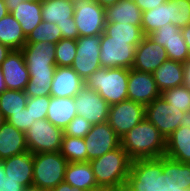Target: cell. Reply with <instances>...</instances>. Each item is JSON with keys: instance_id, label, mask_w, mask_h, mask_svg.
<instances>
[{"instance_id": "cell-1", "label": "cell", "mask_w": 190, "mask_h": 191, "mask_svg": "<svg viewBox=\"0 0 190 191\" xmlns=\"http://www.w3.org/2000/svg\"><path fill=\"white\" fill-rule=\"evenodd\" d=\"M30 75L24 90L28 97L50 96V86L56 69L54 43H26L21 49Z\"/></svg>"}, {"instance_id": "cell-2", "label": "cell", "mask_w": 190, "mask_h": 191, "mask_svg": "<svg viewBox=\"0 0 190 191\" xmlns=\"http://www.w3.org/2000/svg\"><path fill=\"white\" fill-rule=\"evenodd\" d=\"M120 139L121 147L132 160L159 158L165 155V137L146 118Z\"/></svg>"}, {"instance_id": "cell-3", "label": "cell", "mask_w": 190, "mask_h": 191, "mask_svg": "<svg viewBox=\"0 0 190 191\" xmlns=\"http://www.w3.org/2000/svg\"><path fill=\"white\" fill-rule=\"evenodd\" d=\"M94 177L101 190H113L127 182L132 159L121 147L89 161Z\"/></svg>"}, {"instance_id": "cell-4", "label": "cell", "mask_w": 190, "mask_h": 191, "mask_svg": "<svg viewBox=\"0 0 190 191\" xmlns=\"http://www.w3.org/2000/svg\"><path fill=\"white\" fill-rule=\"evenodd\" d=\"M129 69L123 67L100 68L85 80V85L113 105L128 99Z\"/></svg>"}, {"instance_id": "cell-5", "label": "cell", "mask_w": 190, "mask_h": 191, "mask_svg": "<svg viewBox=\"0 0 190 191\" xmlns=\"http://www.w3.org/2000/svg\"><path fill=\"white\" fill-rule=\"evenodd\" d=\"M68 163L60 151L33 154V187L54 189L64 181Z\"/></svg>"}, {"instance_id": "cell-6", "label": "cell", "mask_w": 190, "mask_h": 191, "mask_svg": "<svg viewBox=\"0 0 190 191\" xmlns=\"http://www.w3.org/2000/svg\"><path fill=\"white\" fill-rule=\"evenodd\" d=\"M126 183L133 191H164L163 156L132 160Z\"/></svg>"}, {"instance_id": "cell-7", "label": "cell", "mask_w": 190, "mask_h": 191, "mask_svg": "<svg viewBox=\"0 0 190 191\" xmlns=\"http://www.w3.org/2000/svg\"><path fill=\"white\" fill-rule=\"evenodd\" d=\"M63 136V129L47 118L35 120L25 131L26 145L32 154L60 151Z\"/></svg>"}, {"instance_id": "cell-8", "label": "cell", "mask_w": 190, "mask_h": 191, "mask_svg": "<svg viewBox=\"0 0 190 191\" xmlns=\"http://www.w3.org/2000/svg\"><path fill=\"white\" fill-rule=\"evenodd\" d=\"M5 170L1 191H23L33 186V154L26 151L1 160Z\"/></svg>"}, {"instance_id": "cell-9", "label": "cell", "mask_w": 190, "mask_h": 191, "mask_svg": "<svg viewBox=\"0 0 190 191\" xmlns=\"http://www.w3.org/2000/svg\"><path fill=\"white\" fill-rule=\"evenodd\" d=\"M145 118L167 139L178 127L187 123L188 115L160 96L145 106Z\"/></svg>"}, {"instance_id": "cell-10", "label": "cell", "mask_w": 190, "mask_h": 191, "mask_svg": "<svg viewBox=\"0 0 190 191\" xmlns=\"http://www.w3.org/2000/svg\"><path fill=\"white\" fill-rule=\"evenodd\" d=\"M74 20L79 37L102 35L105 29V8L95 0H74Z\"/></svg>"}, {"instance_id": "cell-11", "label": "cell", "mask_w": 190, "mask_h": 191, "mask_svg": "<svg viewBox=\"0 0 190 191\" xmlns=\"http://www.w3.org/2000/svg\"><path fill=\"white\" fill-rule=\"evenodd\" d=\"M136 47L130 40L112 39L105 32L101 35L100 63L102 68L123 67L131 69Z\"/></svg>"}, {"instance_id": "cell-12", "label": "cell", "mask_w": 190, "mask_h": 191, "mask_svg": "<svg viewBox=\"0 0 190 191\" xmlns=\"http://www.w3.org/2000/svg\"><path fill=\"white\" fill-rule=\"evenodd\" d=\"M101 35L81 36L76 40L77 55L71 68L85 81L101 68L100 63Z\"/></svg>"}, {"instance_id": "cell-13", "label": "cell", "mask_w": 190, "mask_h": 191, "mask_svg": "<svg viewBox=\"0 0 190 191\" xmlns=\"http://www.w3.org/2000/svg\"><path fill=\"white\" fill-rule=\"evenodd\" d=\"M145 118V106L133 100L110 105L108 123L121 138Z\"/></svg>"}, {"instance_id": "cell-14", "label": "cell", "mask_w": 190, "mask_h": 191, "mask_svg": "<svg viewBox=\"0 0 190 191\" xmlns=\"http://www.w3.org/2000/svg\"><path fill=\"white\" fill-rule=\"evenodd\" d=\"M77 115L82 116L92 125L108 121L110 105L85 84L73 98Z\"/></svg>"}, {"instance_id": "cell-15", "label": "cell", "mask_w": 190, "mask_h": 191, "mask_svg": "<svg viewBox=\"0 0 190 191\" xmlns=\"http://www.w3.org/2000/svg\"><path fill=\"white\" fill-rule=\"evenodd\" d=\"M84 141L87 150V162L103 156L121 145L120 137L108 122L93 125Z\"/></svg>"}, {"instance_id": "cell-16", "label": "cell", "mask_w": 190, "mask_h": 191, "mask_svg": "<svg viewBox=\"0 0 190 191\" xmlns=\"http://www.w3.org/2000/svg\"><path fill=\"white\" fill-rule=\"evenodd\" d=\"M127 94L128 100L147 106L153 100L159 98L161 93L152 73L131 68L129 69Z\"/></svg>"}, {"instance_id": "cell-17", "label": "cell", "mask_w": 190, "mask_h": 191, "mask_svg": "<svg viewBox=\"0 0 190 191\" xmlns=\"http://www.w3.org/2000/svg\"><path fill=\"white\" fill-rule=\"evenodd\" d=\"M168 58L164 46L145 35L135 50L133 69L153 73Z\"/></svg>"}, {"instance_id": "cell-18", "label": "cell", "mask_w": 190, "mask_h": 191, "mask_svg": "<svg viewBox=\"0 0 190 191\" xmlns=\"http://www.w3.org/2000/svg\"><path fill=\"white\" fill-rule=\"evenodd\" d=\"M0 68L8 90H25L30 75L21 50H12Z\"/></svg>"}, {"instance_id": "cell-19", "label": "cell", "mask_w": 190, "mask_h": 191, "mask_svg": "<svg viewBox=\"0 0 190 191\" xmlns=\"http://www.w3.org/2000/svg\"><path fill=\"white\" fill-rule=\"evenodd\" d=\"M84 84L85 81L71 67L57 66L50 86V96L74 98Z\"/></svg>"}, {"instance_id": "cell-20", "label": "cell", "mask_w": 190, "mask_h": 191, "mask_svg": "<svg viewBox=\"0 0 190 191\" xmlns=\"http://www.w3.org/2000/svg\"><path fill=\"white\" fill-rule=\"evenodd\" d=\"M164 191L190 190V163L163 156Z\"/></svg>"}, {"instance_id": "cell-21", "label": "cell", "mask_w": 190, "mask_h": 191, "mask_svg": "<svg viewBox=\"0 0 190 191\" xmlns=\"http://www.w3.org/2000/svg\"><path fill=\"white\" fill-rule=\"evenodd\" d=\"M64 181L81 191H102L95 180L93 169L89 162L68 163Z\"/></svg>"}, {"instance_id": "cell-22", "label": "cell", "mask_w": 190, "mask_h": 191, "mask_svg": "<svg viewBox=\"0 0 190 191\" xmlns=\"http://www.w3.org/2000/svg\"><path fill=\"white\" fill-rule=\"evenodd\" d=\"M26 151L25 133L5 121L0 126V161Z\"/></svg>"}, {"instance_id": "cell-23", "label": "cell", "mask_w": 190, "mask_h": 191, "mask_svg": "<svg viewBox=\"0 0 190 191\" xmlns=\"http://www.w3.org/2000/svg\"><path fill=\"white\" fill-rule=\"evenodd\" d=\"M165 155L181 163H190V125L188 122L178 127L166 139Z\"/></svg>"}, {"instance_id": "cell-24", "label": "cell", "mask_w": 190, "mask_h": 191, "mask_svg": "<svg viewBox=\"0 0 190 191\" xmlns=\"http://www.w3.org/2000/svg\"><path fill=\"white\" fill-rule=\"evenodd\" d=\"M42 21L54 23L57 26L65 23H75L74 0H43Z\"/></svg>"}, {"instance_id": "cell-25", "label": "cell", "mask_w": 190, "mask_h": 191, "mask_svg": "<svg viewBox=\"0 0 190 191\" xmlns=\"http://www.w3.org/2000/svg\"><path fill=\"white\" fill-rule=\"evenodd\" d=\"M158 90L161 92L183 85V63L167 59L153 73Z\"/></svg>"}, {"instance_id": "cell-26", "label": "cell", "mask_w": 190, "mask_h": 191, "mask_svg": "<svg viewBox=\"0 0 190 191\" xmlns=\"http://www.w3.org/2000/svg\"><path fill=\"white\" fill-rule=\"evenodd\" d=\"M142 11L135 2L120 0L105 8L106 23L132 24L141 26Z\"/></svg>"}, {"instance_id": "cell-27", "label": "cell", "mask_w": 190, "mask_h": 191, "mask_svg": "<svg viewBox=\"0 0 190 191\" xmlns=\"http://www.w3.org/2000/svg\"><path fill=\"white\" fill-rule=\"evenodd\" d=\"M10 14L21 25L23 33L27 37L42 22L41 2H21L13 6Z\"/></svg>"}, {"instance_id": "cell-28", "label": "cell", "mask_w": 190, "mask_h": 191, "mask_svg": "<svg viewBox=\"0 0 190 191\" xmlns=\"http://www.w3.org/2000/svg\"><path fill=\"white\" fill-rule=\"evenodd\" d=\"M73 98L50 97L47 119L56 127L64 128L77 116Z\"/></svg>"}, {"instance_id": "cell-29", "label": "cell", "mask_w": 190, "mask_h": 191, "mask_svg": "<svg viewBox=\"0 0 190 191\" xmlns=\"http://www.w3.org/2000/svg\"><path fill=\"white\" fill-rule=\"evenodd\" d=\"M0 43L11 50H21L26 44L21 25L10 13L0 20Z\"/></svg>"}, {"instance_id": "cell-30", "label": "cell", "mask_w": 190, "mask_h": 191, "mask_svg": "<svg viewBox=\"0 0 190 191\" xmlns=\"http://www.w3.org/2000/svg\"><path fill=\"white\" fill-rule=\"evenodd\" d=\"M170 23L172 24V7L170 0L157 6L155 9L142 13L141 28L144 35L148 36L160 27Z\"/></svg>"}, {"instance_id": "cell-31", "label": "cell", "mask_w": 190, "mask_h": 191, "mask_svg": "<svg viewBox=\"0 0 190 191\" xmlns=\"http://www.w3.org/2000/svg\"><path fill=\"white\" fill-rule=\"evenodd\" d=\"M104 32L112 39L130 40V44L135 47L145 36L141 26L132 24L105 23Z\"/></svg>"}, {"instance_id": "cell-32", "label": "cell", "mask_w": 190, "mask_h": 191, "mask_svg": "<svg viewBox=\"0 0 190 191\" xmlns=\"http://www.w3.org/2000/svg\"><path fill=\"white\" fill-rule=\"evenodd\" d=\"M28 96L24 91L5 90L0 94V112L6 121L12 114L26 107Z\"/></svg>"}, {"instance_id": "cell-33", "label": "cell", "mask_w": 190, "mask_h": 191, "mask_svg": "<svg viewBox=\"0 0 190 191\" xmlns=\"http://www.w3.org/2000/svg\"><path fill=\"white\" fill-rule=\"evenodd\" d=\"M60 153L69 163L87 162V150L84 138L64 135Z\"/></svg>"}, {"instance_id": "cell-34", "label": "cell", "mask_w": 190, "mask_h": 191, "mask_svg": "<svg viewBox=\"0 0 190 191\" xmlns=\"http://www.w3.org/2000/svg\"><path fill=\"white\" fill-rule=\"evenodd\" d=\"M61 39V30L56 24L42 21L26 37V43L48 42L56 44Z\"/></svg>"}, {"instance_id": "cell-35", "label": "cell", "mask_w": 190, "mask_h": 191, "mask_svg": "<svg viewBox=\"0 0 190 191\" xmlns=\"http://www.w3.org/2000/svg\"><path fill=\"white\" fill-rule=\"evenodd\" d=\"M160 96L171 105L190 114V90L184 86H176L172 89L161 92Z\"/></svg>"}, {"instance_id": "cell-36", "label": "cell", "mask_w": 190, "mask_h": 191, "mask_svg": "<svg viewBox=\"0 0 190 191\" xmlns=\"http://www.w3.org/2000/svg\"><path fill=\"white\" fill-rule=\"evenodd\" d=\"M56 46L55 62L59 67H71L77 55V44L74 39L62 38Z\"/></svg>"}, {"instance_id": "cell-37", "label": "cell", "mask_w": 190, "mask_h": 191, "mask_svg": "<svg viewBox=\"0 0 190 191\" xmlns=\"http://www.w3.org/2000/svg\"><path fill=\"white\" fill-rule=\"evenodd\" d=\"M148 37L155 43L164 47L168 46V43L172 40H184L181 29L171 23L160 27L153 33H150Z\"/></svg>"}, {"instance_id": "cell-38", "label": "cell", "mask_w": 190, "mask_h": 191, "mask_svg": "<svg viewBox=\"0 0 190 191\" xmlns=\"http://www.w3.org/2000/svg\"><path fill=\"white\" fill-rule=\"evenodd\" d=\"M172 24L180 29L190 24V0L171 1Z\"/></svg>"}, {"instance_id": "cell-39", "label": "cell", "mask_w": 190, "mask_h": 191, "mask_svg": "<svg viewBox=\"0 0 190 191\" xmlns=\"http://www.w3.org/2000/svg\"><path fill=\"white\" fill-rule=\"evenodd\" d=\"M50 97L51 96L28 97L26 108L30 110L33 119L37 121L38 119H45L47 117Z\"/></svg>"}, {"instance_id": "cell-40", "label": "cell", "mask_w": 190, "mask_h": 191, "mask_svg": "<svg viewBox=\"0 0 190 191\" xmlns=\"http://www.w3.org/2000/svg\"><path fill=\"white\" fill-rule=\"evenodd\" d=\"M92 124L80 115L75 116L64 128V135L85 138Z\"/></svg>"}, {"instance_id": "cell-41", "label": "cell", "mask_w": 190, "mask_h": 191, "mask_svg": "<svg viewBox=\"0 0 190 191\" xmlns=\"http://www.w3.org/2000/svg\"><path fill=\"white\" fill-rule=\"evenodd\" d=\"M164 48L170 60L180 63H185L189 60V52L185 40H172Z\"/></svg>"}, {"instance_id": "cell-42", "label": "cell", "mask_w": 190, "mask_h": 191, "mask_svg": "<svg viewBox=\"0 0 190 191\" xmlns=\"http://www.w3.org/2000/svg\"><path fill=\"white\" fill-rule=\"evenodd\" d=\"M6 121L13 125L16 129L25 133V131L30 128L35 119L32 118L30 110H27L25 107L18 113L12 114Z\"/></svg>"}, {"instance_id": "cell-43", "label": "cell", "mask_w": 190, "mask_h": 191, "mask_svg": "<svg viewBox=\"0 0 190 191\" xmlns=\"http://www.w3.org/2000/svg\"><path fill=\"white\" fill-rule=\"evenodd\" d=\"M61 30L62 38L74 39L79 38V33L77 30V25L75 23H65L58 26Z\"/></svg>"}, {"instance_id": "cell-44", "label": "cell", "mask_w": 190, "mask_h": 191, "mask_svg": "<svg viewBox=\"0 0 190 191\" xmlns=\"http://www.w3.org/2000/svg\"><path fill=\"white\" fill-rule=\"evenodd\" d=\"M168 0H136V5L141 9L142 12L155 9L157 6L165 3Z\"/></svg>"}, {"instance_id": "cell-45", "label": "cell", "mask_w": 190, "mask_h": 191, "mask_svg": "<svg viewBox=\"0 0 190 191\" xmlns=\"http://www.w3.org/2000/svg\"><path fill=\"white\" fill-rule=\"evenodd\" d=\"M184 66V82L183 85L190 90V60L183 63Z\"/></svg>"}, {"instance_id": "cell-46", "label": "cell", "mask_w": 190, "mask_h": 191, "mask_svg": "<svg viewBox=\"0 0 190 191\" xmlns=\"http://www.w3.org/2000/svg\"><path fill=\"white\" fill-rule=\"evenodd\" d=\"M4 1L10 13L13 11V6L21 4V2H42L43 0H4Z\"/></svg>"}, {"instance_id": "cell-47", "label": "cell", "mask_w": 190, "mask_h": 191, "mask_svg": "<svg viewBox=\"0 0 190 191\" xmlns=\"http://www.w3.org/2000/svg\"><path fill=\"white\" fill-rule=\"evenodd\" d=\"M181 32H182V37L185 40L188 47L189 60H190V24L181 28Z\"/></svg>"}, {"instance_id": "cell-48", "label": "cell", "mask_w": 190, "mask_h": 191, "mask_svg": "<svg viewBox=\"0 0 190 191\" xmlns=\"http://www.w3.org/2000/svg\"><path fill=\"white\" fill-rule=\"evenodd\" d=\"M12 52V50L6 46L0 43V66L2 62L6 59V57Z\"/></svg>"}, {"instance_id": "cell-49", "label": "cell", "mask_w": 190, "mask_h": 191, "mask_svg": "<svg viewBox=\"0 0 190 191\" xmlns=\"http://www.w3.org/2000/svg\"><path fill=\"white\" fill-rule=\"evenodd\" d=\"M53 190L54 191H81V190H77V189L73 188L70 184H68L65 181L61 182Z\"/></svg>"}, {"instance_id": "cell-50", "label": "cell", "mask_w": 190, "mask_h": 191, "mask_svg": "<svg viewBox=\"0 0 190 191\" xmlns=\"http://www.w3.org/2000/svg\"><path fill=\"white\" fill-rule=\"evenodd\" d=\"M100 6L106 8L110 5L118 3L120 0H95Z\"/></svg>"}, {"instance_id": "cell-51", "label": "cell", "mask_w": 190, "mask_h": 191, "mask_svg": "<svg viewBox=\"0 0 190 191\" xmlns=\"http://www.w3.org/2000/svg\"><path fill=\"white\" fill-rule=\"evenodd\" d=\"M9 13L5 1L0 0V20L5 17Z\"/></svg>"}, {"instance_id": "cell-52", "label": "cell", "mask_w": 190, "mask_h": 191, "mask_svg": "<svg viewBox=\"0 0 190 191\" xmlns=\"http://www.w3.org/2000/svg\"><path fill=\"white\" fill-rule=\"evenodd\" d=\"M5 90H7L4 77H3V72L0 68V94L3 93Z\"/></svg>"}, {"instance_id": "cell-53", "label": "cell", "mask_w": 190, "mask_h": 191, "mask_svg": "<svg viewBox=\"0 0 190 191\" xmlns=\"http://www.w3.org/2000/svg\"><path fill=\"white\" fill-rule=\"evenodd\" d=\"M6 175H5V170L4 167L0 161V191H1V187L4 184V179H5Z\"/></svg>"}, {"instance_id": "cell-54", "label": "cell", "mask_w": 190, "mask_h": 191, "mask_svg": "<svg viewBox=\"0 0 190 191\" xmlns=\"http://www.w3.org/2000/svg\"><path fill=\"white\" fill-rule=\"evenodd\" d=\"M110 191H133V190L128 186L127 183H125L123 185H119L118 187Z\"/></svg>"}, {"instance_id": "cell-55", "label": "cell", "mask_w": 190, "mask_h": 191, "mask_svg": "<svg viewBox=\"0 0 190 191\" xmlns=\"http://www.w3.org/2000/svg\"><path fill=\"white\" fill-rule=\"evenodd\" d=\"M23 191H42V190L32 186V187L25 188Z\"/></svg>"}, {"instance_id": "cell-56", "label": "cell", "mask_w": 190, "mask_h": 191, "mask_svg": "<svg viewBox=\"0 0 190 191\" xmlns=\"http://www.w3.org/2000/svg\"><path fill=\"white\" fill-rule=\"evenodd\" d=\"M5 122L1 112H0V126Z\"/></svg>"}, {"instance_id": "cell-57", "label": "cell", "mask_w": 190, "mask_h": 191, "mask_svg": "<svg viewBox=\"0 0 190 191\" xmlns=\"http://www.w3.org/2000/svg\"><path fill=\"white\" fill-rule=\"evenodd\" d=\"M188 124L190 125V114L188 115V120H187Z\"/></svg>"}, {"instance_id": "cell-58", "label": "cell", "mask_w": 190, "mask_h": 191, "mask_svg": "<svg viewBox=\"0 0 190 191\" xmlns=\"http://www.w3.org/2000/svg\"><path fill=\"white\" fill-rule=\"evenodd\" d=\"M123 1L135 2L136 0H123Z\"/></svg>"}]
</instances>
